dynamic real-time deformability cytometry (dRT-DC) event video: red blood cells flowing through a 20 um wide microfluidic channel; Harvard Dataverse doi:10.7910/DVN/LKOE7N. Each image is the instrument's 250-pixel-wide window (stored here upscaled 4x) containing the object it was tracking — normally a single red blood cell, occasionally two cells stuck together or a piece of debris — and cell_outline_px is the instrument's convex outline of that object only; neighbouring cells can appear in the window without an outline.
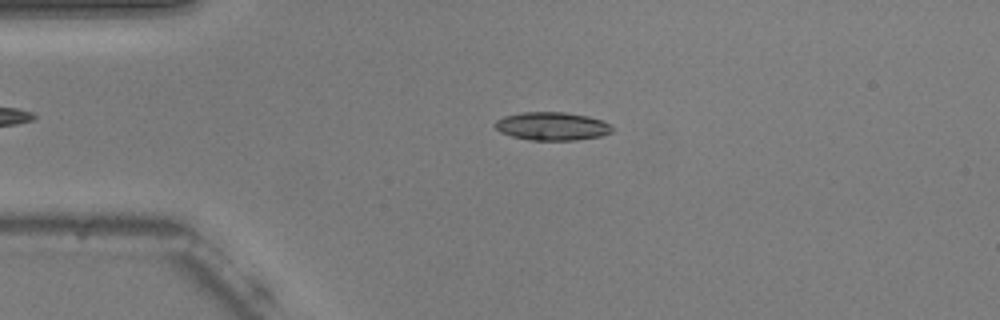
{"species": "common noctule bat (a hibernating species)", "species_latin": "Nyctalus noctula", "temperature_condition": "warm", "stored_images_in_passage": 53, "camera_frame_rate_fps": 3000, "um_per_image_px": 0.085, "animal": {"sex": "male", "body_mass_g": 20.5, "forearm_length_mm": 52.5}, "frame": {"image": 1, "passage_image": 11, "time_ms": 3.333, "image_size_px": [1000, 320], "cell_outline_px": [[612, 132], [600, 136], [576, 140], [528, 140], [512, 136], [500, 132], [492, 124], [496, 120], [504, 116], [524, 112], [564, 112], [588, 116], [604, 120], [612, 128]], "centroid_in_image_um": [46.9, 10.72], "position_along_channel_um": 38.1, "area_um2": 19.31}}
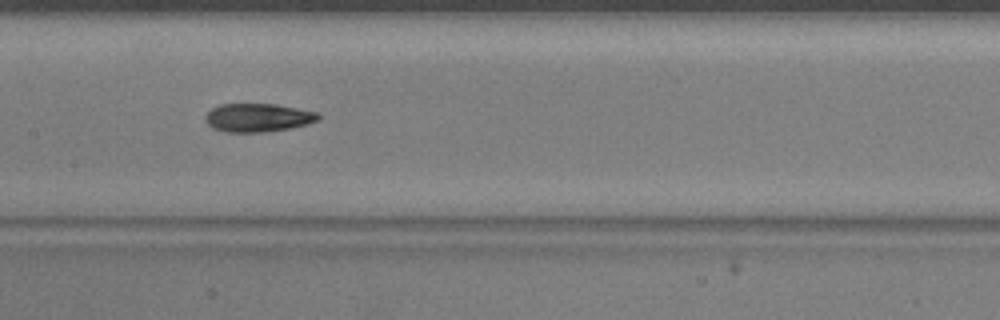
{"frame": {"image": 2, "passage_image": 25, "time_ms": 8.0, "image_size_px": [1000, 320], "cell_outline_px": [[320, 120], [308, 124], [288, 128], [264, 132], [224, 132], [212, 128], [204, 120], [204, 116], [212, 108], [220, 104], [276, 104], [316, 112], [320, 116]], "centroid_in_image_um": [21.89, 10.0], "position_along_channel_um": 185.5, "area_um2": 18.73}}
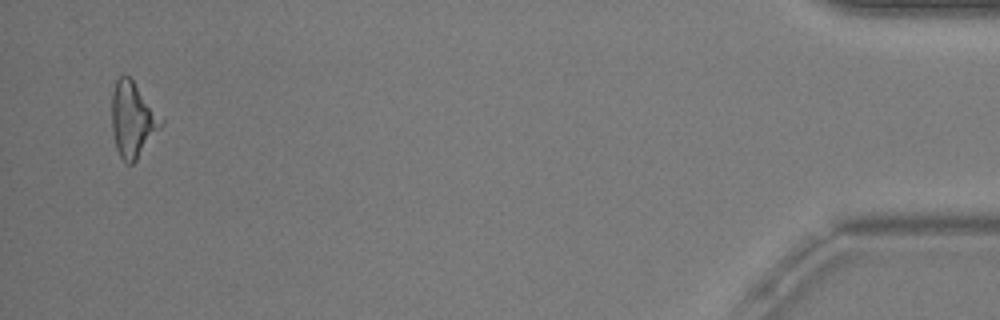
{"frame": {"image": 3, "passage_image": 51, "time_ms": 16.667, "image_size_px": [1000, 320], "cell_outline_px": [[164, 124], [136, 160], [132, 164], [128, 164], [120, 156], [116, 148], [112, 132], [112, 92], [116, 80], [120, 76], [128, 76], [132, 80], [164, 120]], "centroid_in_image_um": [11.27, 10.18], "position_along_channel_um": 423.9, "area_um2": 21.33}, "authors_computed_cell_mechanics": {"area_um2": 18.9584, "velocity_mm_per_s": 3.7553, "shape_relaxation_time_tau1_ms": 4.4574, "shape_relaxation_time_tau2_ms": 4.2761, "deformation_change_tau1": 0.1476, "deformation_change_tau2": 0.1201}}